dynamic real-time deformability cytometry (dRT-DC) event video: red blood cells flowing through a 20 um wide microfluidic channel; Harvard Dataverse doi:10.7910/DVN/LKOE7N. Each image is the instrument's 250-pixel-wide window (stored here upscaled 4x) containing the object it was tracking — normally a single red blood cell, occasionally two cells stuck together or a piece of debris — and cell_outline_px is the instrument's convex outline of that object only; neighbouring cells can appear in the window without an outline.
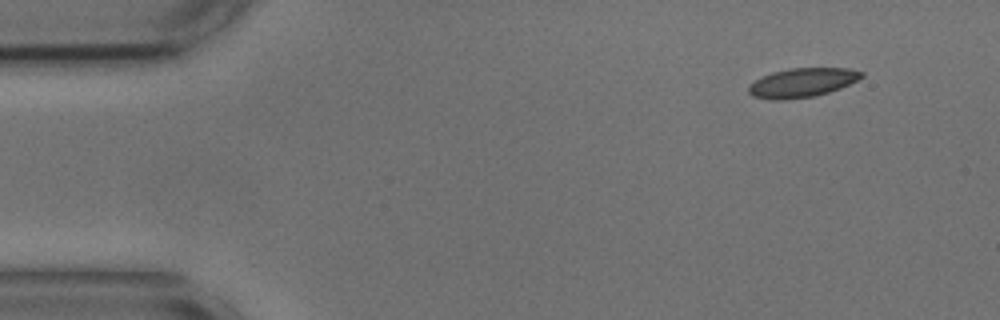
{"species": "common noctule bat (a hibernating species)", "species_latin": "Nyctalus noctula", "temperature_condition": "cold", "stored_images_in_passage": 47, "camera_frame_rate_fps": 3000, "um_per_image_px": 0.085, "animal": {"sex": "male", "body_mass_g": 17.9, "forearm_length_mm": 54.2}, "frame": {"image": 1, "passage_image": 1, "time_ms": 0.0, "image_size_px": [1000, 320], "cell_outline_px": [[864, 76], [840, 88], [828, 92], [812, 96], [788, 100], [772, 100], [752, 96], [748, 92], [748, 88], [756, 80], [772, 72], [792, 68], [848, 68], [864, 72]], "centroid_in_image_um": [68.18, 7.03], "position_along_channel_um": 16.8, "area_um2": 18.96}}
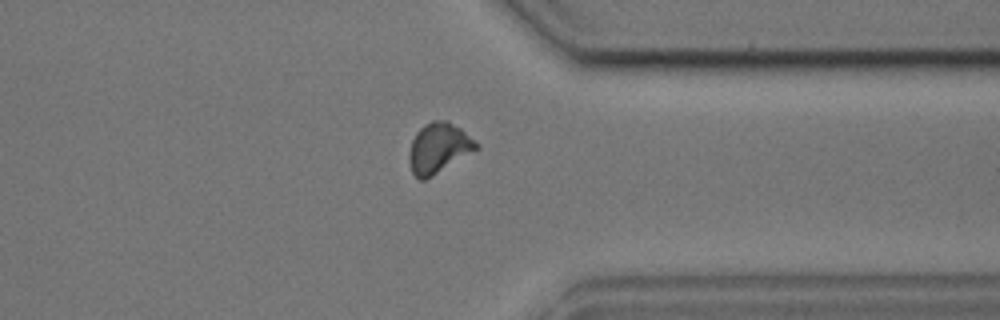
{"frame": {"image": 2, "passage_image": 38, "time_ms": 12.333, "image_size_px": [1000, 320], "cell_outline_px": [[480, 148], [432, 176], [424, 180], [420, 180], [412, 172], [408, 164], [408, 152], [412, 140], [416, 132], [424, 124], [432, 120], [448, 120], [460, 128], [476, 140], [480, 144]], "centroid_in_image_um": [37.28, 12.57], "position_along_channel_um": 374.1, "area_um2": 19.88}}
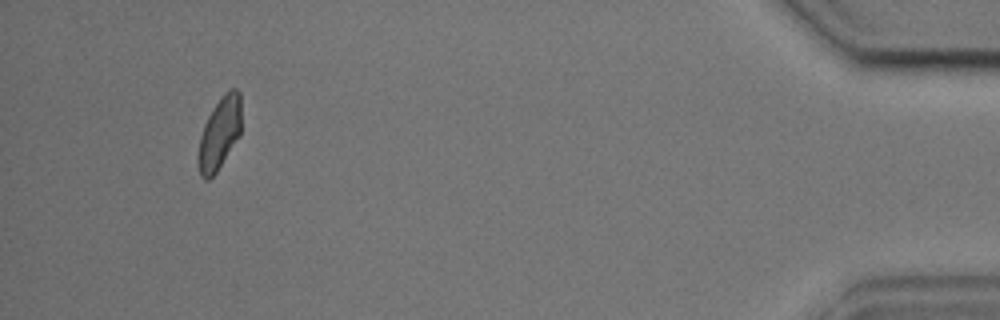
{"frame": {"image": 3, "passage_image": 47, "time_ms": 15.333, "image_size_px": [1000, 320], "cell_outline_px": [[240, 136], [216, 172], [208, 180], [204, 180], [200, 176], [196, 164], [196, 156], [200, 136], [204, 124], [208, 116], [224, 92], [228, 88], [236, 88], [240, 92]], "centroid_in_image_um": [18.63, 11.37], "position_along_channel_um": 416.6, "area_um2": 18.38}, "authors_computed_cell_mechanics": {"area_um2": 19.1318, "velocity_mm_per_s": 3.6536, "shape_relaxation_time_tau1_ms": 3.3946, "shape_relaxation_time_tau2_ms": 2.0484, "deformation_change_tau1": 0.1123, "deformation_change_tau2": 0.0813}}